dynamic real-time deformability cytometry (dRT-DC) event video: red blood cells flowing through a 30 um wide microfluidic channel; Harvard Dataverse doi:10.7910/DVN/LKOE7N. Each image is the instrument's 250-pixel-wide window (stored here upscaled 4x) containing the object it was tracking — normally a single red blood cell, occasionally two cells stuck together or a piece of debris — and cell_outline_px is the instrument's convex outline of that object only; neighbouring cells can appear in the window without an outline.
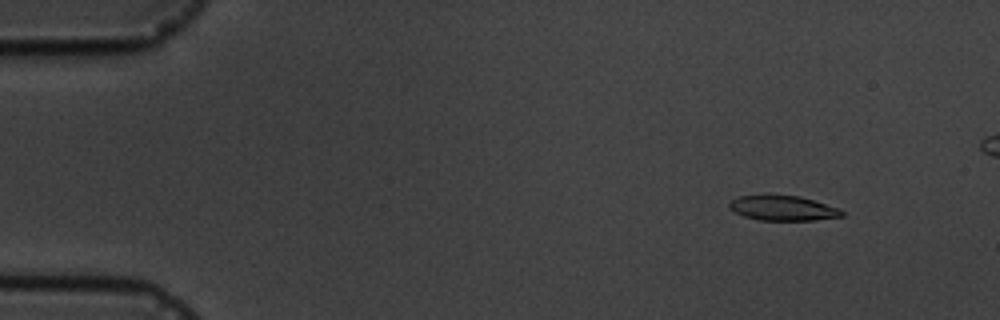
{"species": "common noctule bat (a hibernating species)", "species_latin": "Nyctalus noctula", "temperature_condition": "cold", "stored_images_in_passage": 6, "camera_frame_rate_fps": 3000, "um_per_image_px": 0.085, "animal": {"sex": "male", "body_mass_g": 19.5, "forearm_length_mm": 54.6}, "frame": {"image": 1, "passage_image": 2, "time_ms": 1.0, "image_size_px": [1000, 320], "cell_outline_px": [[844, 216], [816, 220], [760, 220], [744, 216], [728, 208], [728, 204], [732, 200], [740, 196], [764, 192], [768, 192], [800, 196], [840, 208], [844, 212]], "centroid_in_image_um": [66.52, 17.64], "position_along_channel_um": 18.5, "area_um2": 17.05}}
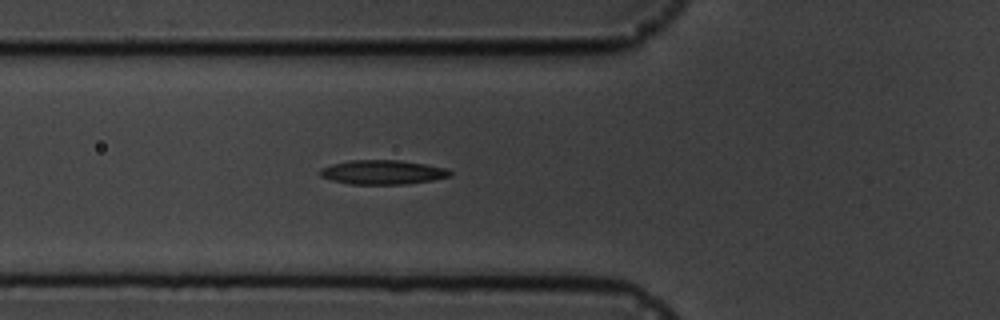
{"frame": {"image": 2, "passage_image": 6, "time_ms": 5.667, "image_size_px": [1000, 320], "cell_outline_px": [[452, 176], [432, 180], [404, 184], [348, 184], [332, 180], [320, 176], [320, 168], [332, 164], [348, 160], [400, 160], [448, 168], [452, 172]], "centroid_in_image_um": [32.53, 14.63], "position_along_channel_um": 93.3, "area_um2": 18.44}}